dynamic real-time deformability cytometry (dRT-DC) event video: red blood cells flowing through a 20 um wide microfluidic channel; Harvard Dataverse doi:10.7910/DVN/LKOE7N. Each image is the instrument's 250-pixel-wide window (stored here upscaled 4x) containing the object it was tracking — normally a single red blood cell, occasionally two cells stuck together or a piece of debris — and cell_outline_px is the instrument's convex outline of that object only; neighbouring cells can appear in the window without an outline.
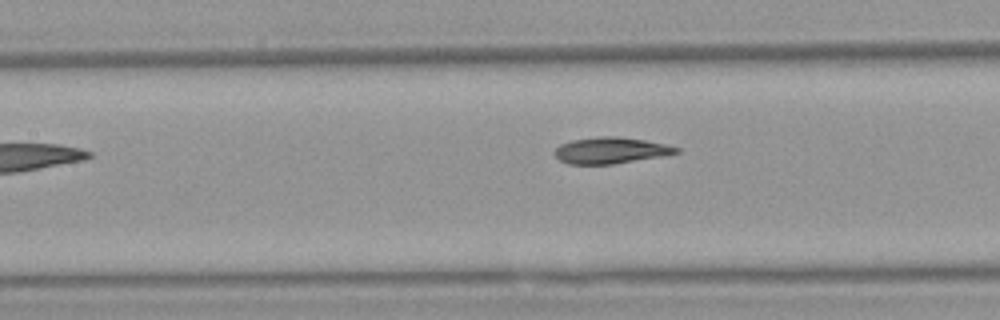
{"species": "Egyptian fruit bat (a non-hibernating species)", "species_latin": "Rousettus aegyptiacus", "temperature_condition": "warm", "stored_images_in_passage": 7, "camera_frame_rate_fps": 3000, "um_per_image_px": 0.085, "animal": {"sex": "female"}, "frame": {"image": 1, "passage_image": 7, "time_ms": 7.0, "image_size_px": [1000, 320], "cell_outline_px": [[680, 152], [668, 156], [612, 164], [568, 164], [560, 160], [552, 152], [560, 144], [572, 140], [600, 136], [616, 136], [644, 140], [664, 144], [680, 148]], "centroid_in_image_um": [51.93, 12.79], "position_along_channel_um": 155.5, "area_um2": 18.79}}